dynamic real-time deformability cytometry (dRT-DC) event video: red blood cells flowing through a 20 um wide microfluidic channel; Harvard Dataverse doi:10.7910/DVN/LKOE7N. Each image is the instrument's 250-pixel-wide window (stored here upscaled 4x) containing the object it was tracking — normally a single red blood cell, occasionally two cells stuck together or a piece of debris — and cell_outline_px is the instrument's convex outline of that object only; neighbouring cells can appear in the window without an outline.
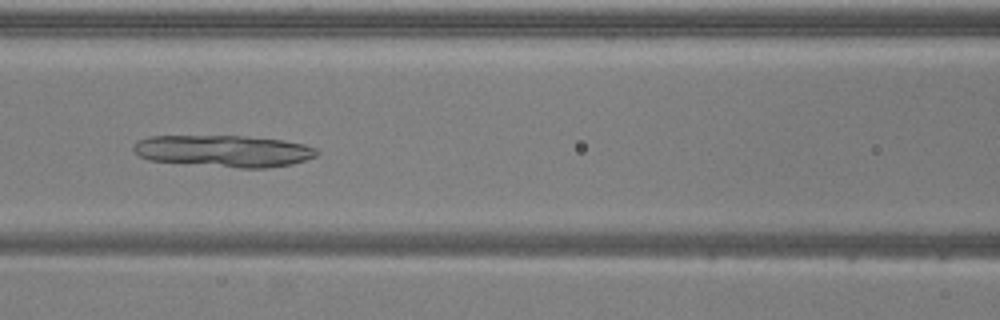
{"species": "common noctule bat (a hibernating species)", "species_latin": "Nyctalus noctula", "temperature_condition": "warm", "stored_images_in_passage": 52, "camera_frame_rate_fps": 3000, "um_per_image_px": 0.085, "animal": {"sex": "male", "body_mass_g": 20.5, "forearm_length_mm": 52.5}, "frame": {"image": 1, "passage_image": 22, "time_ms": 7.0, "image_size_px": [1000, 320], "cell_outline_px": [[320, 152], [316, 156], [292, 164], [268, 168], [240, 168], [148, 160], [140, 156], [132, 148], [136, 140], [148, 136], [244, 136], [284, 140], [304, 144], [316, 148]], "centroid_in_image_um": [19.03, 12.83], "position_along_channel_um": 147.6, "area_um2": 34.04}}
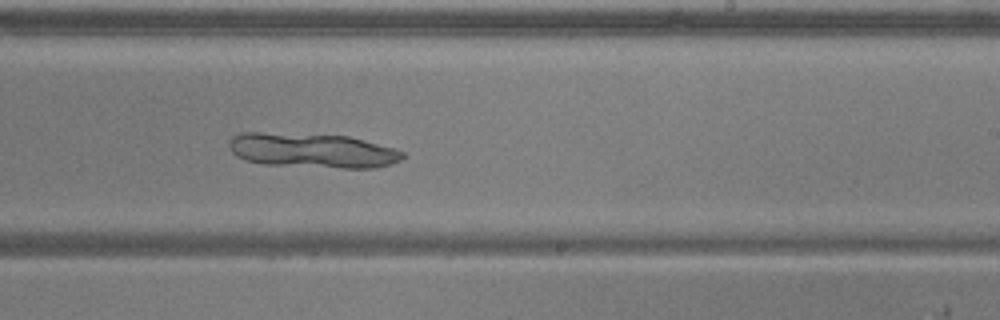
{"frame": {"image": 2, "passage_image": 31, "time_ms": 10.0, "image_size_px": [1000, 320], "cell_outline_px": [[404, 156], [400, 160], [392, 164], [376, 168], [340, 168], [268, 164], [244, 160], [236, 156], [232, 152], [228, 144], [228, 140], [232, 136], [240, 132], [260, 132], [348, 136], [392, 148], [404, 152]], "centroid_in_image_um": [26.5, 12.79], "position_along_channel_um": 262.5, "area_um2": 34.97}}
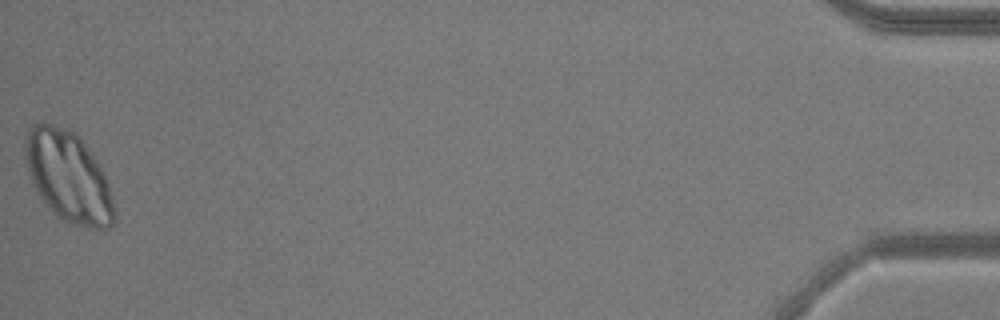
{"frame": {"image": 3, "passage_image": 52, "time_ms": 17.0, "image_size_px": [1000, 320], "cell_outline_px": [[116, 220], [108, 228], [92, 228], [60, 220], [48, 208], [32, 184], [28, 168], [24, 148], [28, 128], [32, 124], [40, 120], [44, 120], [68, 128], [84, 144], [96, 160], [108, 184], [116, 216]], "centroid_in_image_um": [5.77, 15.0], "position_along_channel_um": 429.4, "area_um2": 46.93}}